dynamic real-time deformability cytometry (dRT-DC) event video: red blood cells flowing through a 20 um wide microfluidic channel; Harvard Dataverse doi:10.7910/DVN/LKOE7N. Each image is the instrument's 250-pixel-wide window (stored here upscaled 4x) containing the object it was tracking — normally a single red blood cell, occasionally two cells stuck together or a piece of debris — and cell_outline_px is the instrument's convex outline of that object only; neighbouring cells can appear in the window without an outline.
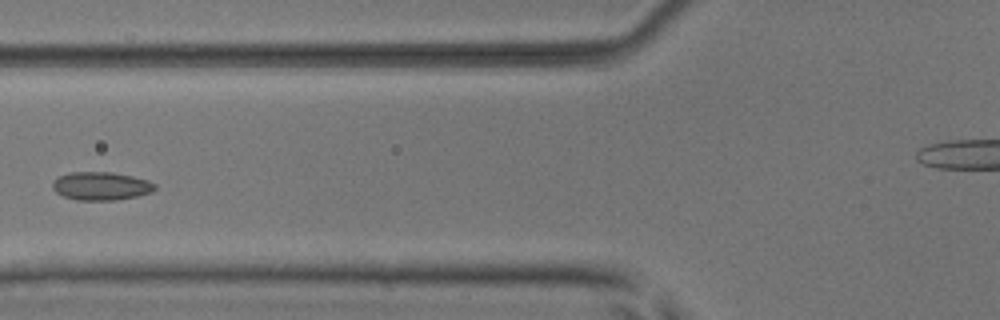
{"species": "common noctule bat (a hibernating species)", "species_latin": "Nyctalus noctula", "temperature_condition": "room temperature", "stored_images_in_passage": 7, "segment_of_instrument_passage": [1, 2], "camera_frame_rate_fps": 3000, "um_per_image_px": 0.085, "animal": {"sex": "male", "body_mass_g": 17.9, "forearm_length_mm": 54.2}, "frame": {"image": 1, "passage_image": 5, "time_ms": 1.333, "image_size_px": [1000, 320], "cell_outline_px": [[156, 188], [152, 192], [136, 196], [116, 200], [76, 200], [64, 196], [56, 192], [52, 188], [52, 184], [60, 176], [68, 172], [112, 172], [132, 176], [148, 180], [156, 184]], "centroid_in_image_um": [8.61, 15.81], "position_along_channel_um": 117.2, "area_um2": 16.82}}
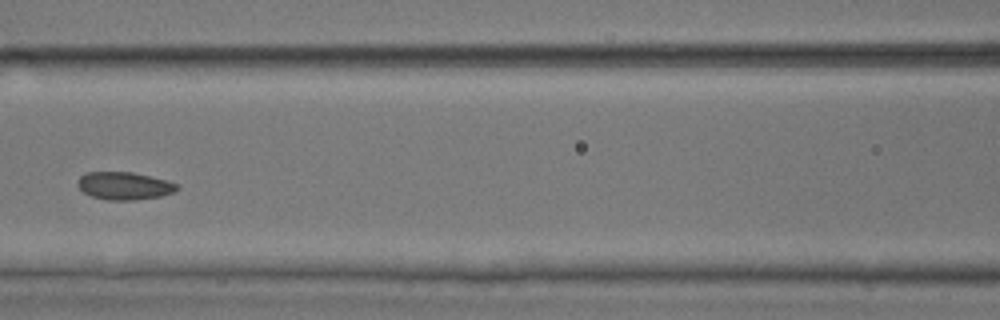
{"frame": {"image": 2, "passage_image": 6, "time_ms": 1.667, "image_size_px": [1000, 320], "cell_outline_px": [[180, 188], [176, 192], [160, 196], [136, 200], [108, 200], [92, 196], [84, 192], [76, 184], [80, 176], [88, 172], [132, 172], [168, 180], [176, 184]], "centroid_in_image_um": [10.59, 15.79], "position_along_channel_um": 156.0, "area_um2": 16.07}}